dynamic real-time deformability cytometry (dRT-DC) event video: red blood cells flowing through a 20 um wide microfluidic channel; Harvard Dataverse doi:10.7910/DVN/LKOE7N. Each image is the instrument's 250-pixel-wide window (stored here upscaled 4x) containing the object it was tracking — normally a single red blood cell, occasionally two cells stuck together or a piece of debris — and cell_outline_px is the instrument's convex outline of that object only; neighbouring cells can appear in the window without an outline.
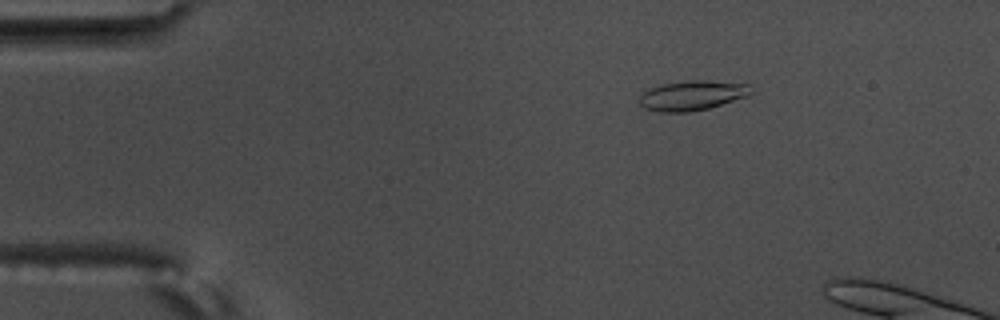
{"species": "common noctule bat (a hibernating species)", "species_latin": "Nyctalus noctula", "temperature_condition": "warm", "stored_images_in_passage": 6, "camera_frame_rate_fps": 3000, "um_per_image_px": 0.085, "animal": {"sex": "male", "body_mass_g": 17.5, "forearm_length_mm": 52.3}, "frame": {"image": 1, "passage_image": 6, "time_ms": 1.667, "image_size_px": [1000, 320], "cell_outline_px": [[752, 92], [748, 96], [708, 108], [688, 112], [660, 112], [644, 108], [640, 104], [640, 96], [648, 88], [660, 84], [692, 80], [708, 80], [748, 84]], "centroid_in_image_um": [58.82, 8.11], "position_along_channel_um": 26.2, "area_um2": 19.31}}